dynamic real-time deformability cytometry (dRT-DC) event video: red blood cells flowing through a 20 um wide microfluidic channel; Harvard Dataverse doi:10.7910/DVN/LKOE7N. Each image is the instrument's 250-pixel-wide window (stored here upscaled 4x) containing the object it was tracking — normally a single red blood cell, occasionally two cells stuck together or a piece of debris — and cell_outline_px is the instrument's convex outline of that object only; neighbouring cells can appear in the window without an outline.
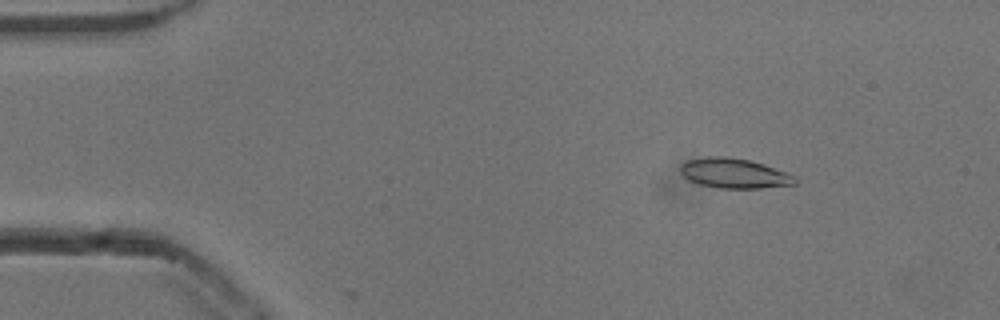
{"species": "common noctule bat (a hibernating species)", "species_latin": "Nyctalus noctula", "temperature_condition": "cold", "stored_images_in_passage": 9, "camera_frame_rate_fps": 3000, "um_per_image_px": 0.085, "animal": {"sex": "male", "body_mass_g": 13.3}, "frame": {"image": 1, "passage_image": 7, "time_ms": 2.0, "image_size_px": [1000, 320], "cell_outline_px": [[796, 184], [760, 188], [720, 188], [700, 184], [688, 180], [680, 172], [680, 164], [688, 160], [708, 156], [728, 156], [748, 160], [764, 164], [788, 172], [796, 176]], "centroid_in_image_um": [62.41, 14.72], "position_along_channel_um": 22.6, "area_um2": 20.06}}